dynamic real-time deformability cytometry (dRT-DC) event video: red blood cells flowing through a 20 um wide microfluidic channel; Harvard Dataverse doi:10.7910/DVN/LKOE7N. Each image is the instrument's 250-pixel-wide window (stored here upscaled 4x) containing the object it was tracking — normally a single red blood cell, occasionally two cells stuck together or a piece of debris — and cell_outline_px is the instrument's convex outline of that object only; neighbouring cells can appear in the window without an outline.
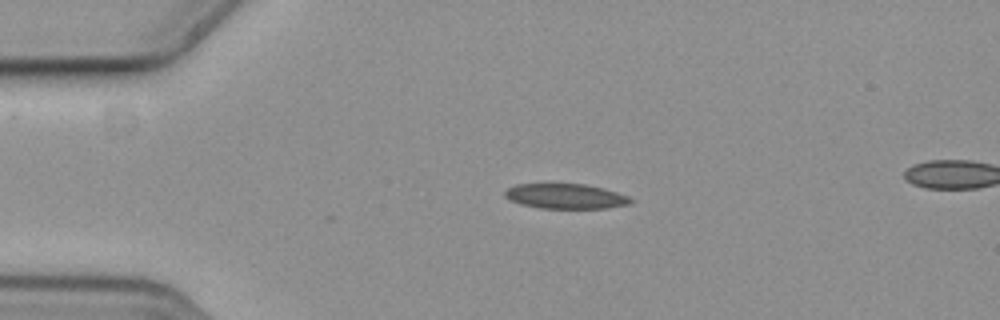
{"species": "common noctule bat (a hibernating species)", "species_latin": "Nyctalus noctula", "temperature_condition": "cold", "stored_images_in_passage": 33, "camera_frame_rate_fps": 3000, "um_per_image_px": 0.085, "animal": {"sex": "female", "body_mass_g": 19.3, "forearm_length_mm": 54.1}, "frame": {"image": 1, "passage_image": 1, "time_ms": 0.0, "image_size_px": [1000, 320], "cell_outline_px": [[636, 200], [632, 204], [608, 208], [540, 208], [520, 204], [508, 200], [504, 196], [504, 192], [508, 188], [516, 184], [584, 184], [604, 188], [628, 196]], "centroid_in_image_um": [48.1, 16.69], "position_along_channel_um": 36.9, "area_um2": 18.5}}
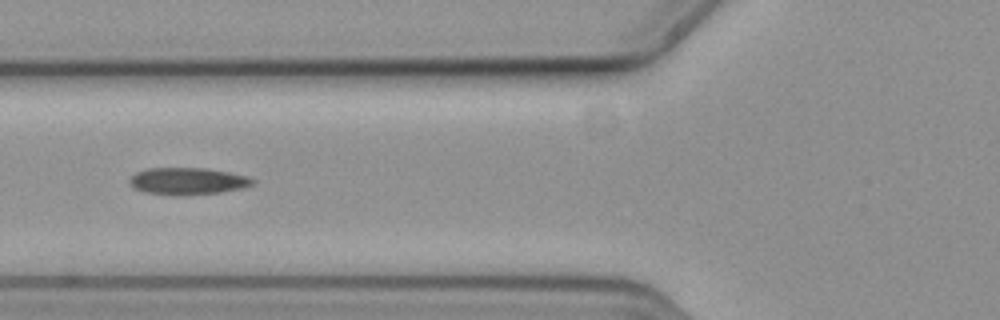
{"frame": {"image": 2, "passage_image": 10, "time_ms": 3.0, "image_size_px": [1000, 320], "cell_outline_px": [[256, 180], [252, 184], [244, 188], [220, 192], [184, 196], [176, 196], [144, 192], [132, 188], [128, 180], [136, 172], [148, 168], [204, 168], [228, 172], [248, 176]], "centroid_in_image_um": [15.93, 15.41], "position_along_channel_um": 109.9, "area_um2": 19.59}}
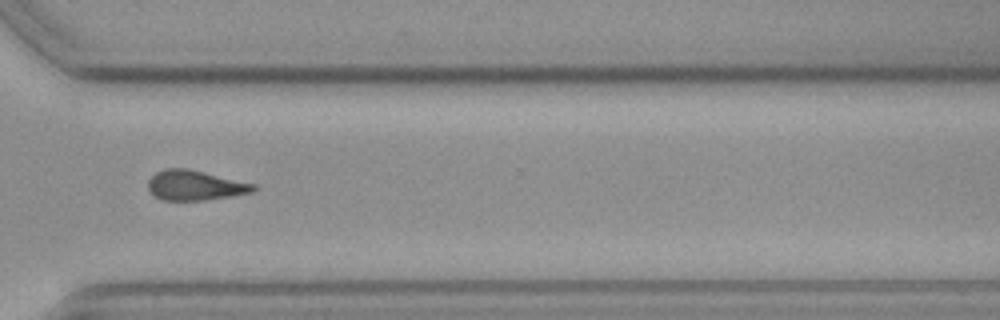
{"frame": {"image": 3, "passage_image": 30, "time_ms": 9.667, "image_size_px": [1000, 320], "cell_outline_px": [[256, 188], [252, 192], [232, 196], [204, 200], [160, 200], [148, 188], [148, 180], [156, 172], [164, 168], [188, 168], [256, 184]], "centroid_in_image_um": [16.58, 15.74], "position_along_channel_um": 354.0, "area_um2": 18.38}, "authors_computed_cell_mechanics": {"area_um2": 18.9006, "velocity_mm_per_s": 3.6538, "shape_relaxation_time_tau1_ms": 9.7237, "shape_relaxation_time_tau2_ms": null, "deformation_change_tau1": 0.2, "deformation_change_tau2": null}}